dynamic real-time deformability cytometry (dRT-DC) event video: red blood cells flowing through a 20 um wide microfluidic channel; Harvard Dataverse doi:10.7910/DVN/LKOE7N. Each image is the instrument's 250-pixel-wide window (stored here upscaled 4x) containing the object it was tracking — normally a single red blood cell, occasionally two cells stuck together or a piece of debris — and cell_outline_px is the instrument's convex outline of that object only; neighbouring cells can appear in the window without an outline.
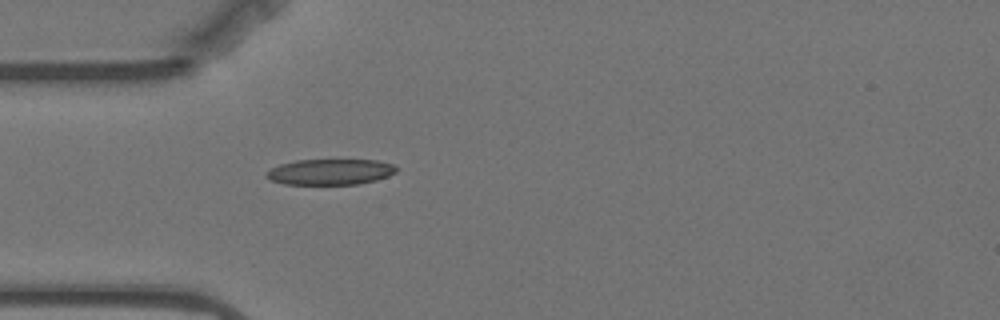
{"species": "Egyptian fruit bat (a non-hibernating species)", "species_latin": "Rousettus aegyptiacus", "temperature_condition": "warm", "stored_images_in_passage": 42, "camera_frame_rate_fps": 3000, "um_per_image_px": 0.085, "animal": {"sex": "female"}, "frame": {"image": 1, "passage_image": 1, "time_ms": 0.0, "image_size_px": [1000, 320], "cell_outline_px": [[400, 168], [396, 172], [388, 176], [376, 180], [356, 184], [284, 184], [272, 180], [264, 176], [264, 172], [280, 164], [296, 160], [376, 160], [392, 164]], "centroid_in_image_um": [28.07, 14.6], "position_along_channel_um": 56.9, "area_um2": 19.54}}
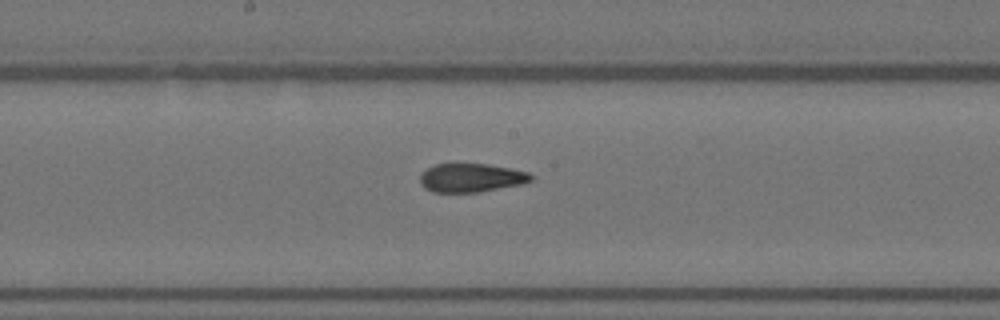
{"frame": {"image": 2, "passage_image": 14, "time_ms": 4.333, "image_size_px": [1000, 320], "cell_outline_px": [[532, 180], [524, 184], [480, 192], [432, 192], [424, 188], [420, 184], [420, 176], [428, 168], [436, 164], [488, 164], [512, 168], [528, 172], [532, 176]], "centroid_in_image_um": [40.07, 15.12], "position_along_channel_um": 208.1, "area_um2": 18.61}}
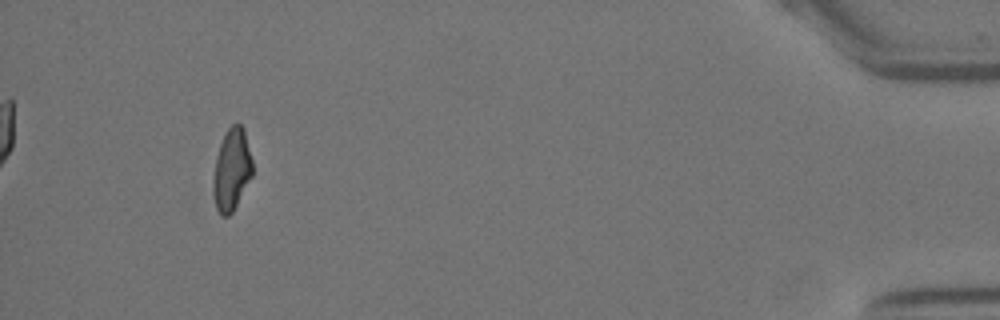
{"frame": {"image": 3, "passage_image": 38, "time_ms": 12.333, "image_size_px": [1000, 320], "cell_outline_px": [[252, 176], [232, 212], [228, 216], [220, 216], [216, 208], [212, 180], [216, 156], [220, 144], [228, 128], [232, 124], [240, 124], [244, 128], [252, 160]], "centroid_in_image_um": [19.69, 14.42], "position_along_channel_um": 415.5, "area_um2": 18.61}, "authors_computed_cell_mechanics": {"area_um2": 19.4497, "velocity_mm_per_s": 3.5159, "shape_relaxation_time_tau1_ms": null, "shape_relaxation_time_tau2_ms": 2.1727, "deformation_change_tau1": null, "deformation_change_tau2": 0.0777}}